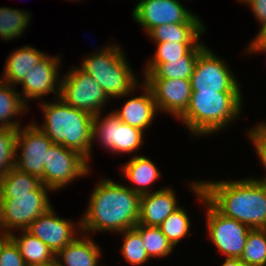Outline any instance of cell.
<instances>
[{
	"instance_id": "d590c367",
	"label": "cell",
	"mask_w": 266,
	"mask_h": 266,
	"mask_svg": "<svg viewBox=\"0 0 266 266\" xmlns=\"http://www.w3.org/2000/svg\"><path fill=\"white\" fill-rule=\"evenodd\" d=\"M248 5L260 27H264L266 25V0H251Z\"/></svg>"
},
{
	"instance_id": "83f0119b",
	"label": "cell",
	"mask_w": 266,
	"mask_h": 266,
	"mask_svg": "<svg viewBox=\"0 0 266 266\" xmlns=\"http://www.w3.org/2000/svg\"><path fill=\"white\" fill-rule=\"evenodd\" d=\"M134 229L141 235L145 250L150 259H153V257L158 259L165 258L173 253L175 248L159 227L145 226L138 223Z\"/></svg>"
},
{
	"instance_id": "5bb4252c",
	"label": "cell",
	"mask_w": 266,
	"mask_h": 266,
	"mask_svg": "<svg viewBox=\"0 0 266 266\" xmlns=\"http://www.w3.org/2000/svg\"><path fill=\"white\" fill-rule=\"evenodd\" d=\"M56 214L52 206L25 229L47 245L55 255L71 243L77 234L82 233L80 221L75 223L70 218L63 219Z\"/></svg>"
},
{
	"instance_id": "52a82bcc",
	"label": "cell",
	"mask_w": 266,
	"mask_h": 266,
	"mask_svg": "<svg viewBox=\"0 0 266 266\" xmlns=\"http://www.w3.org/2000/svg\"><path fill=\"white\" fill-rule=\"evenodd\" d=\"M49 190L41 184L29 193L0 197V230L9 234L15 230H25L39 215L52 207Z\"/></svg>"
},
{
	"instance_id": "60d3db41",
	"label": "cell",
	"mask_w": 266,
	"mask_h": 266,
	"mask_svg": "<svg viewBox=\"0 0 266 266\" xmlns=\"http://www.w3.org/2000/svg\"><path fill=\"white\" fill-rule=\"evenodd\" d=\"M56 258L51 262H42V263H33V264H26V266H54L56 264Z\"/></svg>"
},
{
	"instance_id": "4fadbf2b",
	"label": "cell",
	"mask_w": 266,
	"mask_h": 266,
	"mask_svg": "<svg viewBox=\"0 0 266 266\" xmlns=\"http://www.w3.org/2000/svg\"><path fill=\"white\" fill-rule=\"evenodd\" d=\"M132 18L146 34L164 24L202 23L180 0H139L133 8Z\"/></svg>"
},
{
	"instance_id": "7402d4cb",
	"label": "cell",
	"mask_w": 266,
	"mask_h": 266,
	"mask_svg": "<svg viewBox=\"0 0 266 266\" xmlns=\"http://www.w3.org/2000/svg\"><path fill=\"white\" fill-rule=\"evenodd\" d=\"M46 55L47 53L41 52V50L30 45L15 49L6 60L0 80L12 86L19 84L31 68H34L35 64L40 62Z\"/></svg>"
},
{
	"instance_id": "ba28073f",
	"label": "cell",
	"mask_w": 266,
	"mask_h": 266,
	"mask_svg": "<svg viewBox=\"0 0 266 266\" xmlns=\"http://www.w3.org/2000/svg\"><path fill=\"white\" fill-rule=\"evenodd\" d=\"M71 69L61 79L59 98L93 116L103 113V107L105 108L110 100L104 90L92 76L78 66Z\"/></svg>"
},
{
	"instance_id": "ab89813d",
	"label": "cell",
	"mask_w": 266,
	"mask_h": 266,
	"mask_svg": "<svg viewBox=\"0 0 266 266\" xmlns=\"http://www.w3.org/2000/svg\"><path fill=\"white\" fill-rule=\"evenodd\" d=\"M10 239V234L0 230V254L3 245Z\"/></svg>"
},
{
	"instance_id": "8992f818",
	"label": "cell",
	"mask_w": 266,
	"mask_h": 266,
	"mask_svg": "<svg viewBox=\"0 0 266 266\" xmlns=\"http://www.w3.org/2000/svg\"><path fill=\"white\" fill-rule=\"evenodd\" d=\"M195 181V182H194ZM190 182L189 188L200 203H204L208 237L225 258H239L246 244L250 227L239 221L223 216L207 200L200 180Z\"/></svg>"
},
{
	"instance_id": "d4e9b609",
	"label": "cell",
	"mask_w": 266,
	"mask_h": 266,
	"mask_svg": "<svg viewBox=\"0 0 266 266\" xmlns=\"http://www.w3.org/2000/svg\"><path fill=\"white\" fill-rule=\"evenodd\" d=\"M20 232L22 235L11 233L10 238L17 245L26 264L51 262L55 259V254L40 239L26 230H20Z\"/></svg>"
},
{
	"instance_id": "74e56055",
	"label": "cell",
	"mask_w": 266,
	"mask_h": 266,
	"mask_svg": "<svg viewBox=\"0 0 266 266\" xmlns=\"http://www.w3.org/2000/svg\"><path fill=\"white\" fill-rule=\"evenodd\" d=\"M250 43H266V25L259 29L258 33Z\"/></svg>"
},
{
	"instance_id": "4316f807",
	"label": "cell",
	"mask_w": 266,
	"mask_h": 266,
	"mask_svg": "<svg viewBox=\"0 0 266 266\" xmlns=\"http://www.w3.org/2000/svg\"><path fill=\"white\" fill-rule=\"evenodd\" d=\"M30 12L0 6V36L2 40L11 41L19 38L31 20Z\"/></svg>"
},
{
	"instance_id": "e575fe53",
	"label": "cell",
	"mask_w": 266,
	"mask_h": 266,
	"mask_svg": "<svg viewBox=\"0 0 266 266\" xmlns=\"http://www.w3.org/2000/svg\"><path fill=\"white\" fill-rule=\"evenodd\" d=\"M0 266H26L17 245L11 238L1 249Z\"/></svg>"
},
{
	"instance_id": "e0dca14e",
	"label": "cell",
	"mask_w": 266,
	"mask_h": 266,
	"mask_svg": "<svg viewBox=\"0 0 266 266\" xmlns=\"http://www.w3.org/2000/svg\"><path fill=\"white\" fill-rule=\"evenodd\" d=\"M175 191L169 186L146 193L140 197L139 224L159 227L160 224L179 208Z\"/></svg>"
},
{
	"instance_id": "7c38bea8",
	"label": "cell",
	"mask_w": 266,
	"mask_h": 266,
	"mask_svg": "<svg viewBox=\"0 0 266 266\" xmlns=\"http://www.w3.org/2000/svg\"><path fill=\"white\" fill-rule=\"evenodd\" d=\"M89 166L88 160L78 152L52 144L44 164L45 186L51 191L62 190L78 177L89 175Z\"/></svg>"
},
{
	"instance_id": "603a6c76",
	"label": "cell",
	"mask_w": 266,
	"mask_h": 266,
	"mask_svg": "<svg viewBox=\"0 0 266 266\" xmlns=\"http://www.w3.org/2000/svg\"><path fill=\"white\" fill-rule=\"evenodd\" d=\"M206 33L203 23H175L159 25L147 36L153 42L199 43L201 34Z\"/></svg>"
},
{
	"instance_id": "5b68a950",
	"label": "cell",
	"mask_w": 266,
	"mask_h": 266,
	"mask_svg": "<svg viewBox=\"0 0 266 266\" xmlns=\"http://www.w3.org/2000/svg\"><path fill=\"white\" fill-rule=\"evenodd\" d=\"M83 60L78 67L97 81L109 99L128 98L139 89L141 82L119 44L102 46L100 51L98 49Z\"/></svg>"
},
{
	"instance_id": "9a60e30c",
	"label": "cell",
	"mask_w": 266,
	"mask_h": 266,
	"mask_svg": "<svg viewBox=\"0 0 266 266\" xmlns=\"http://www.w3.org/2000/svg\"><path fill=\"white\" fill-rule=\"evenodd\" d=\"M60 63L61 57L59 54L57 57L47 54L25 75L19 85L23 89L20 96L26 105L30 99L36 100L41 98L40 100H44L43 98L51 93L55 94L57 98L59 97L62 78L58 69L60 68Z\"/></svg>"
},
{
	"instance_id": "ac0fdd59",
	"label": "cell",
	"mask_w": 266,
	"mask_h": 266,
	"mask_svg": "<svg viewBox=\"0 0 266 266\" xmlns=\"http://www.w3.org/2000/svg\"><path fill=\"white\" fill-rule=\"evenodd\" d=\"M141 82L139 88L143 89L142 95L131 96V98L125 101L123 107L112 111L119 117L122 123L144 131L152 125L159 111L150 88L142 80Z\"/></svg>"
},
{
	"instance_id": "6da1fadb",
	"label": "cell",
	"mask_w": 266,
	"mask_h": 266,
	"mask_svg": "<svg viewBox=\"0 0 266 266\" xmlns=\"http://www.w3.org/2000/svg\"><path fill=\"white\" fill-rule=\"evenodd\" d=\"M94 187L85 213L80 219L81 231L117 232L134 228L140 217V197L129 187L108 178L100 179Z\"/></svg>"
},
{
	"instance_id": "f35d334b",
	"label": "cell",
	"mask_w": 266,
	"mask_h": 266,
	"mask_svg": "<svg viewBox=\"0 0 266 266\" xmlns=\"http://www.w3.org/2000/svg\"><path fill=\"white\" fill-rule=\"evenodd\" d=\"M221 266H245L242 264L238 258H225Z\"/></svg>"
},
{
	"instance_id": "836d02e7",
	"label": "cell",
	"mask_w": 266,
	"mask_h": 266,
	"mask_svg": "<svg viewBox=\"0 0 266 266\" xmlns=\"http://www.w3.org/2000/svg\"><path fill=\"white\" fill-rule=\"evenodd\" d=\"M247 131H248L247 136L254 145L253 147L255 148L256 154L260 158L259 161L262 163L265 170L266 169V123L265 121L259 123L257 122V125H255V127ZM257 179L266 184V177L263 178L257 177Z\"/></svg>"
},
{
	"instance_id": "cb8c5ba5",
	"label": "cell",
	"mask_w": 266,
	"mask_h": 266,
	"mask_svg": "<svg viewBox=\"0 0 266 266\" xmlns=\"http://www.w3.org/2000/svg\"><path fill=\"white\" fill-rule=\"evenodd\" d=\"M27 106L16 87L0 80V128L18 129L21 127L20 120L13 119L18 115L26 114L29 109Z\"/></svg>"
},
{
	"instance_id": "ffe728a7",
	"label": "cell",
	"mask_w": 266,
	"mask_h": 266,
	"mask_svg": "<svg viewBox=\"0 0 266 266\" xmlns=\"http://www.w3.org/2000/svg\"><path fill=\"white\" fill-rule=\"evenodd\" d=\"M102 250L90 235L81 233L56 255V262L60 266H98L102 257Z\"/></svg>"
},
{
	"instance_id": "7a4b0ae2",
	"label": "cell",
	"mask_w": 266,
	"mask_h": 266,
	"mask_svg": "<svg viewBox=\"0 0 266 266\" xmlns=\"http://www.w3.org/2000/svg\"><path fill=\"white\" fill-rule=\"evenodd\" d=\"M206 200L223 216L266 229V184L257 178L200 181Z\"/></svg>"
},
{
	"instance_id": "1f68e13d",
	"label": "cell",
	"mask_w": 266,
	"mask_h": 266,
	"mask_svg": "<svg viewBox=\"0 0 266 266\" xmlns=\"http://www.w3.org/2000/svg\"><path fill=\"white\" fill-rule=\"evenodd\" d=\"M157 46L155 54L146 63H166L169 60L182 59L198 43H179V42H154Z\"/></svg>"
},
{
	"instance_id": "8fae6325",
	"label": "cell",
	"mask_w": 266,
	"mask_h": 266,
	"mask_svg": "<svg viewBox=\"0 0 266 266\" xmlns=\"http://www.w3.org/2000/svg\"><path fill=\"white\" fill-rule=\"evenodd\" d=\"M53 142L33 122L17 130L14 167L38 177L45 185L47 151ZM20 150V153H18Z\"/></svg>"
},
{
	"instance_id": "2e32d148",
	"label": "cell",
	"mask_w": 266,
	"mask_h": 266,
	"mask_svg": "<svg viewBox=\"0 0 266 266\" xmlns=\"http://www.w3.org/2000/svg\"><path fill=\"white\" fill-rule=\"evenodd\" d=\"M150 88L157 109L179 119L188 108L192 89L190 79H142Z\"/></svg>"
},
{
	"instance_id": "b9f144b4",
	"label": "cell",
	"mask_w": 266,
	"mask_h": 266,
	"mask_svg": "<svg viewBox=\"0 0 266 266\" xmlns=\"http://www.w3.org/2000/svg\"><path fill=\"white\" fill-rule=\"evenodd\" d=\"M237 1H239L240 3H242V4H249L250 2H251V0H237Z\"/></svg>"
},
{
	"instance_id": "484cf974",
	"label": "cell",
	"mask_w": 266,
	"mask_h": 266,
	"mask_svg": "<svg viewBox=\"0 0 266 266\" xmlns=\"http://www.w3.org/2000/svg\"><path fill=\"white\" fill-rule=\"evenodd\" d=\"M41 184L38 177L13 167L0 179V197H13V194L29 193L36 190Z\"/></svg>"
},
{
	"instance_id": "f546056e",
	"label": "cell",
	"mask_w": 266,
	"mask_h": 266,
	"mask_svg": "<svg viewBox=\"0 0 266 266\" xmlns=\"http://www.w3.org/2000/svg\"><path fill=\"white\" fill-rule=\"evenodd\" d=\"M191 223L186 210L180 206L160 224L159 228L173 247H175L187 235H192L190 232Z\"/></svg>"
},
{
	"instance_id": "d6a6232c",
	"label": "cell",
	"mask_w": 266,
	"mask_h": 266,
	"mask_svg": "<svg viewBox=\"0 0 266 266\" xmlns=\"http://www.w3.org/2000/svg\"><path fill=\"white\" fill-rule=\"evenodd\" d=\"M17 130L0 128V179L14 167Z\"/></svg>"
},
{
	"instance_id": "277c9868",
	"label": "cell",
	"mask_w": 266,
	"mask_h": 266,
	"mask_svg": "<svg viewBox=\"0 0 266 266\" xmlns=\"http://www.w3.org/2000/svg\"><path fill=\"white\" fill-rule=\"evenodd\" d=\"M242 93L192 92L186 112L178 119L194 137L227 129L242 113Z\"/></svg>"
},
{
	"instance_id": "8d00e7d4",
	"label": "cell",
	"mask_w": 266,
	"mask_h": 266,
	"mask_svg": "<svg viewBox=\"0 0 266 266\" xmlns=\"http://www.w3.org/2000/svg\"><path fill=\"white\" fill-rule=\"evenodd\" d=\"M248 53L252 54H261L266 53V43H249L247 49Z\"/></svg>"
},
{
	"instance_id": "9c48e42d",
	"label": "cell",
	"mask_w": 266,
	"mask_h": 266,
	"mask_svg": "<svg viewBox=\"0 0 266 266\" xmlns=\"http://www.w3.org/2000/svg\"><path fill=\"white\" fill-rule=\"evenodd\" d=\"M207 46L197 58L190 77L192 92L242 93L235 73Z\"/></svg>"
},
{
	"instance_id": "3957f363",
	"label": "cell",
	"mask_w": 266,
	"mask_h": 266,
	"mask_svg": "<svg viewBox=\"0 0 266 266\" xmlns=\"http://www.w3.org/2000/svg\"><path fill=\"white\" fill-rule=\"evenodd\" d=\"M55 100L40 102L44 123L42 126L34 123L53 144L74 150L91 161L94 116L66 104L59 97Z\"/></svg>"
},
{
	"instance_id": "4dcf8cb0",
	"label": "cell",
	"mask_w": 266,
	"mask_h": 266,
	"mask_svg": "<svg viewBox=\"0 0 266 266\" xmlns=\"http://www.w3.org/2000/svg\"><path fill=\"white\" fill-rule=\"evenodd\" d=\"M122 240L120 252L125 260L132 265L141 266L149 262L148 256L141 235L134 229H127L122 231Z\"/></svg>"
},
{
	"instance_id": "d6986e66",
	"label": "cell",
	"mask_w": 266,
	"mask_h": 266,
	"mask_svg": "<svg viewBox=\"0 0 266 266\" xmlns=\"http://www.w3.org/2000/svg\"><path fill=\"white\" fill-rule=\"evenodd\" d=\"M207 46L200 42L182 59L169 60L166 63H146L143 79H190L198 55Z\"/></svg>"
},
{
	"instance_id": "44dd1931",
	"label": "cell",
	"mask_w": 266,
	"mask_h": 266,
	"mask_svg": "<svg viewBox=\"0 0 266 266\" xmlns=\"http://www.w3.org/2000/svg\"><path fill=\"white\" fill-rule=\"evenodd\" d=\"M121 170L123 174L121 176L130 181L131 185L135 184L127 187L140 195L151 193V186L161 176L159 168L151 159L136 153L122 166Z\"/></svg>"
},
{
	"instance_id": "f1b7e54d",
	"label": "cell",
	"mask_w": 266,
	"mask_h": 266,
	"mask_svg": "<svg viewBox=\"0 0 266 266\" xmlns=\"http://www.w3.org/2000/svg\"><path fill=\"white\" fill-rule=\"evenodd\" d=\"M238 259L245 266H266V229H250Z\"/></svg>"
},
{
	"instance_id": "30bf717a",
	"label": "cell",
	"mask_w": 266,
	"mask_h": 266,
	"mask_svg": "<svg viewBox=\"0 0 266 266\" xmlns=\"http://www.w3.org/2000/svg\"><path fill=\"white\" fill-rule=\"evenodd\" d=\"M102 116V113L94 116L93 143L99 141V144L108 152L119 155L124 153L130 155L143 147L145 131L122 123L113 111H110L105 117Z\"/></svg>"
}]
</instances>
